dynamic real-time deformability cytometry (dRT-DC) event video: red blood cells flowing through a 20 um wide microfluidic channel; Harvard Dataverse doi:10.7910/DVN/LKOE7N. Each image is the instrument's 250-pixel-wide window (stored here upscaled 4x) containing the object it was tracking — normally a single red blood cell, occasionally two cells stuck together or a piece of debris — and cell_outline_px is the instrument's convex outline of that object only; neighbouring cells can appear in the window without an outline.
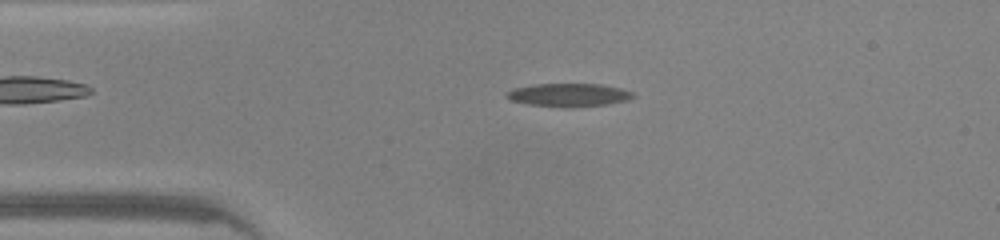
{"species": "common noctule bat (a hibernating species)", "species_latin": "Nyctalus noctula", "temperature_condition": "warm", "stored_images_in_passage": 46, "camera_frame_rate_fps": 3000, "um_per_image_px": 0.085, "animal": {"sex": "male", "body_mass_g": 20.0, "forearm_length_mm": 53.3}, "frame": {"image": 1, "passage_image": 8, "time_ms": 2.333, "image_size_px": [1000, 240], "cell_outline_px": [[636, 96], [624, 100], [604, 104], [572, 108], [564, 108], [528, 104], [512, 100], [508, 96], [508, 92], [516, 88], [536, 84], [596, 84], [620, 88], [632, 92]], "centroid_in_image_um": [48.36, 8.08], "position_along_channel_um": 36.6, "area_um2": 16.7}}
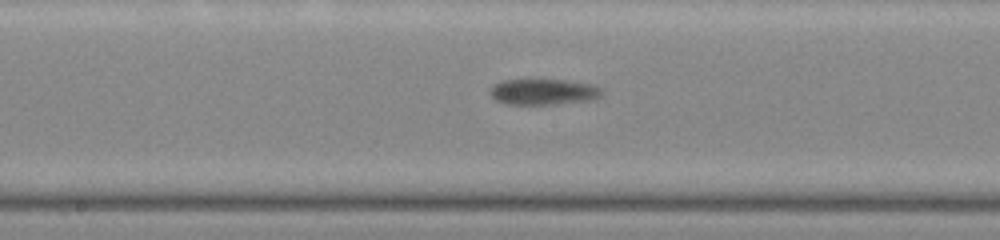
{"frame": {"image": 2, "passage_image": 22, "time_ms": 7.0, "image_size_px": [1000, 240], "cell_outline_px": [[604, 92], [600, 96], [588, 100], [552, 104], [508, 104], [496, 100], [492, 96], [492, 88], [496, 84], [504, 80], [564, 80], [592, 84], [604, 88]], "centroid_in_image_um": [46.26, 7.8], "position_along_channel_um": 201.9, "area_um2": 16.53}}
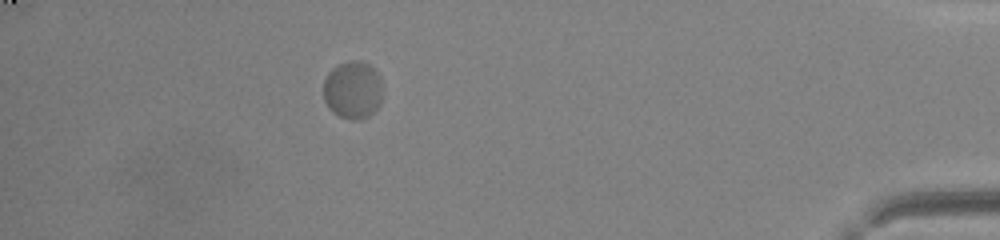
{"frame": {"image": 3, "passage_image": 41, "time_ms": 13.333, "image_size_px": [1000, 240], "cell_outline_px": [[380, 104], [368, 116], [356, 120], [352, 120], [340, 116], [332, 112], [328, 108], [324, 100], [324, 80], [328, 72], [332, 68], [348, 60], [360, 60], [368, 64], [380, 76]], "centroid_in_image_um": [29.95, 7.64], "position_along_channel_um": 405.2, "area_um2": 19.77}, "authors_computed_cell_mechanics": {"area_um2": 17.1955, "velocity_mm_per_s": 4.1197, "shape_relaxation_time_tau1_ms": 3.7477, "shape_relaxation_time_tau2_ms": null, "deformation_change_tau1": 0.1706, "deformation_change_tau2": null}}